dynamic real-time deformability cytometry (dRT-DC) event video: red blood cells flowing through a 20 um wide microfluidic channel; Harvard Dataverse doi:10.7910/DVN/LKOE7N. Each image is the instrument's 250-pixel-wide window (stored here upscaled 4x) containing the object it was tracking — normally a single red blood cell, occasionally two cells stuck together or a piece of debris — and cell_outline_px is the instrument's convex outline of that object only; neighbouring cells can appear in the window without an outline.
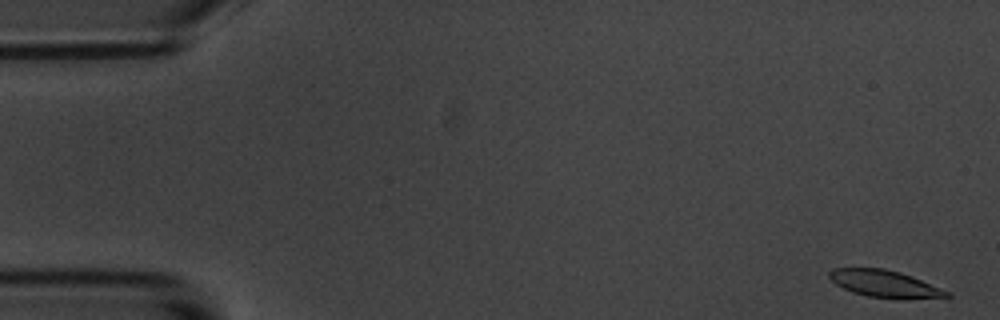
{"species": "common noctule bat (a hibernating species)", "species_latin": "Nyctalus noctula", "temperature_condition": "room temperature", "stored_images_in_passage": 57, "segment_of_instrument_passage": [1, 2], "camera_frame_rate_fps": 3000, "um_per_image_px": 0.085, "animal": {"sex": "male", "body_mass_g": 20.1, "forearm_length_mm": 53.5}, "frame": {"image": 1, "passage_image": 1, "time_ms": 0.0, "image_size_px": [1000, 320], "cell_outline_px": [[952, 296], [900, 300], [868, 296], [852, 292], [836, 284], [828, 276], [828, 272], [832, 268], [884, 268], [900, 272], [912, 276], [952, 292]], "centroid_in_image_um": [75.24, 24.13], "position_along_channel_um": 9.8, "area_um2": 18.79}}
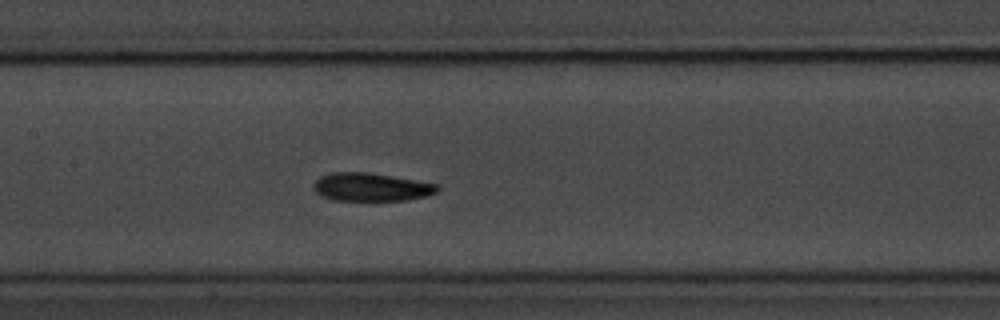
{"frame": {"image": 2, "passage_image": 26, "time_ms": 8.333, "image_size_px": [1000, 320], "cell_outline_px": [[440, 188], [436, 192], [424, 196], [408, 200], [332, 200], [320, 196], [312, 188], [312, 184], [320, 176], [332, 172], [368, 172], [440, 184]], "centroid_in_image_um": [31.52, 15.89], "position_along_channel_um": 175.9, "area_um2": 20.46}}
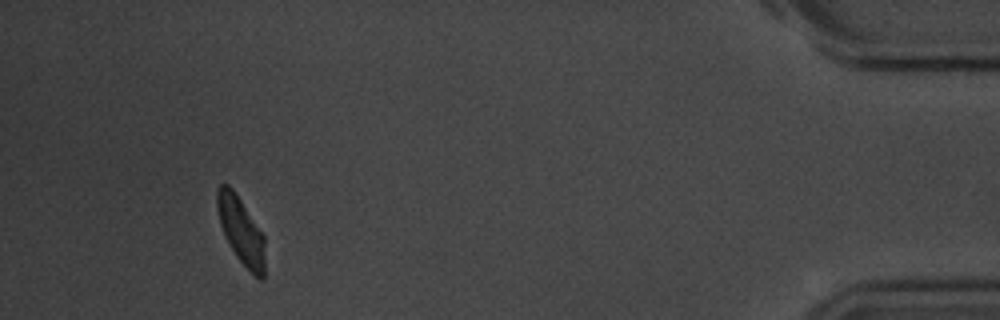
{"frame": {"image": 3, "passage_image": 52, "time_ms": 17.0, "image_size_px": [1000, 320], "cell_outline_px": [[264, 280], [260, 280], [236, 256], [224, 236], [220, 224], [216, 208], [216, 192], [220, 184], [228, 184], [232, 188], [264, 236]], "centroid_in_image_um": [20.45, 19.58], "position_along_channel_um": 414.7, "area_um2": 18.32}}